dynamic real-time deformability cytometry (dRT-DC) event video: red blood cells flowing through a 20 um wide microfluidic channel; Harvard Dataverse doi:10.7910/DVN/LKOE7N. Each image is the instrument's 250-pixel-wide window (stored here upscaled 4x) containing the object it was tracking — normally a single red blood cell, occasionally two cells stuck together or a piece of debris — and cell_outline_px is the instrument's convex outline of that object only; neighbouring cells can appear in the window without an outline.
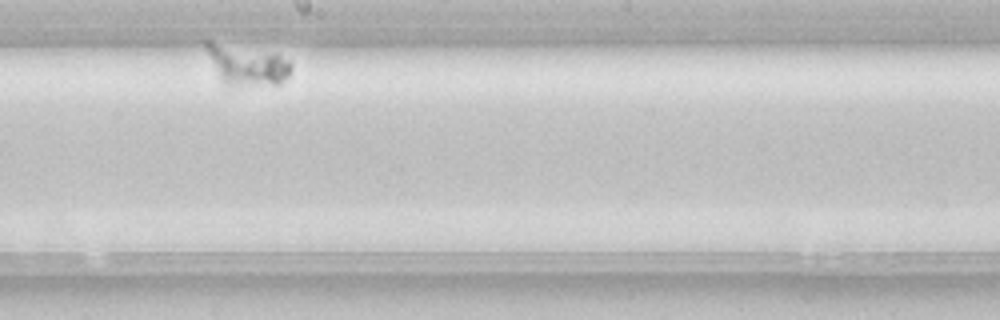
{"species": "common noctule bat (a hibernating species)", "species_latin": "Nyctalus noctula", "temperature_condition": "room temperature", "stored_images_in_passage": 6, "camera_frame_rate_fps": 3000, "um_per_image_px": 0.085, "animal": {"sex": "female", "body_mass_g": 22.7, "forearm_length_mm": 54.2}, "frame": {"image": 1, "passage_image": 5, "time_ms": 6.667, "image_size_px": [1000, 320], "cell_outline_px": [[292, 72], [280, 84], [228, 88], [220, 84], [204, 44], [204, 40], [208, 40], [280, 56], [288, 60], [292, 64]], "centroid_in_image_um": [20.94, 5.61], "position_along_channel_um": 227.3, "area_um2": 20.17}}